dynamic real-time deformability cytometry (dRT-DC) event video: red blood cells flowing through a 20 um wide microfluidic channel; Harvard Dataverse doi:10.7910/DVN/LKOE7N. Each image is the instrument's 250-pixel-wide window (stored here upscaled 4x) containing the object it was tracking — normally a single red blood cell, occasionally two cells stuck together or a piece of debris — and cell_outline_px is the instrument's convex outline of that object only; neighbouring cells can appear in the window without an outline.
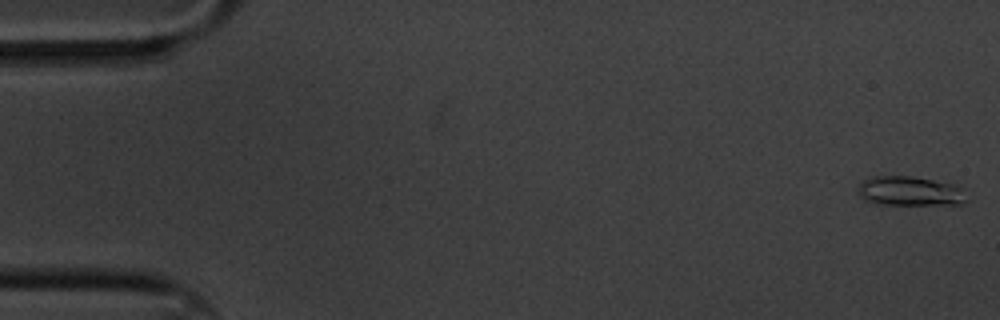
{"species": "common noctule bat (a hibernating species)", "species_latin": "Nyctalus noctula", "temperature_condition": "cold", "stored_images_in_passage": 8, "camera_frame_rate_fps": 3000, "um_per_image_px": 0.085, "animal": {"sex": "male", "body_mass_g": 20.1, "forearm_length_mm": 53.5}, "frame": {"image": 1, "passage_image": 1, "time_ms": 0.0, "image_size_px": [1000, 320], "cell_outline_px": [[968, 200], [960, 204], [880, 204], [864, 200], [856, 192], [856, 188], [864, 180], [872, 176], [908, 176], [960, 184]], "centroid_in_image_um": [77.35, 16.24], "position_along_channel_um": 7.6, "area_um2": 18.84}}
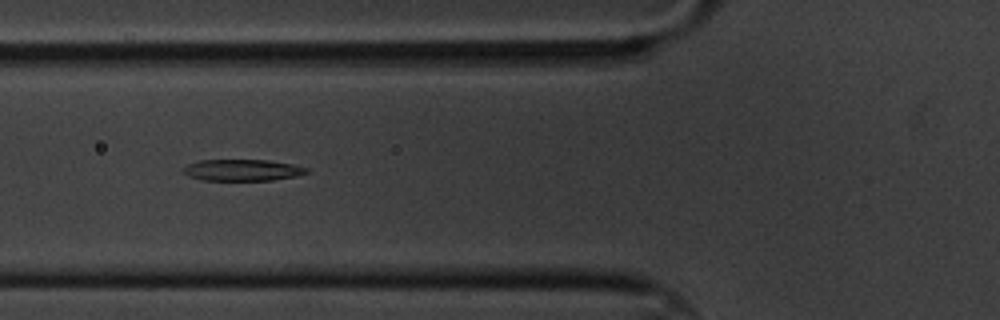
{"frame": {"image": 2, "passage_image": 7, "time_ms": 2.0, "image_size_px": [1000, 320], "cell_outline_px": [[308, 172], [296, 176], [272, 180], [200, 180], [188, 176], [180, 172], [188, 164], [200, 160], [268, 160], [292, 164], [308, 168]], "centroid_in_image_um": [20.56, 14.46], "position_along_channel_um": 105.2, "area_um2": 15.43}}
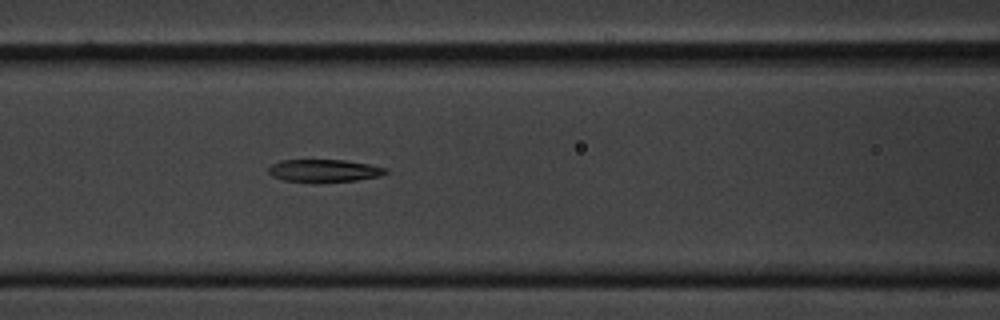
{"frame": {"image": 3, "passage_image": 8, "time_ms": 2.333, "image_size_px": [1000, 320], "cell_outline_px": [[388, 172], [380, 176], [356, 180], [316, 184], [284, 180], [272, 176], [268, 172], [268, 168], [272, 164], [280, 160], [344, 160], [368, 164], [388, 168]], "centroid_in_image_um": [27.53, 14.53], "position_along_channel_um": 139.1, "area_um2": 15.84}}